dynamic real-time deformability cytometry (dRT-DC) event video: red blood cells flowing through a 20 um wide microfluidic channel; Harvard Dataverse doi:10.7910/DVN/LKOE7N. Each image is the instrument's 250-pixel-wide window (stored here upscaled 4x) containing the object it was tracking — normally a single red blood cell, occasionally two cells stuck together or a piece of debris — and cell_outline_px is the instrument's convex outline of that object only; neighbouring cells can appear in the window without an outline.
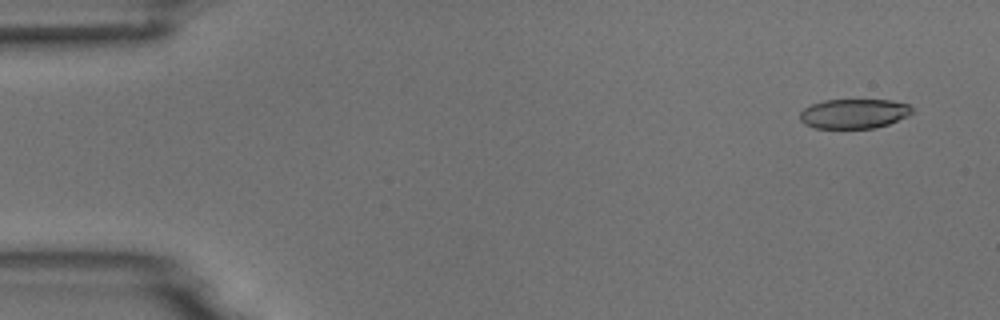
{"species": "common noctule bat (a hibernating species)", "species_latin": "Nyctalus noctula", "temperature_condition": "room temperature", "stored_images_in_passage": 7, "camera_frame_rate_fps": 3000, "um_per_image_px": 0.085, "animal": {"sex": "male", "body_mass_g": 18.8}, "frame": {"image": 1, "passage_image": 1, "time_ms": 0.0, "image_size_px": [1000, 320], "cell_outline_px": [[912, 112], [908, 116], [888, 124], [876, 128], [816, 128], [804, 124], [800, 120], [800, 112], [804, 108], [812, 104], [824, 100], [892, 100], [908, 104], [912, 108]], "centroid_in_image_um": [72.58, 9.66], "position_along_channel_um": 12.4, "area_um2": 19.36}}